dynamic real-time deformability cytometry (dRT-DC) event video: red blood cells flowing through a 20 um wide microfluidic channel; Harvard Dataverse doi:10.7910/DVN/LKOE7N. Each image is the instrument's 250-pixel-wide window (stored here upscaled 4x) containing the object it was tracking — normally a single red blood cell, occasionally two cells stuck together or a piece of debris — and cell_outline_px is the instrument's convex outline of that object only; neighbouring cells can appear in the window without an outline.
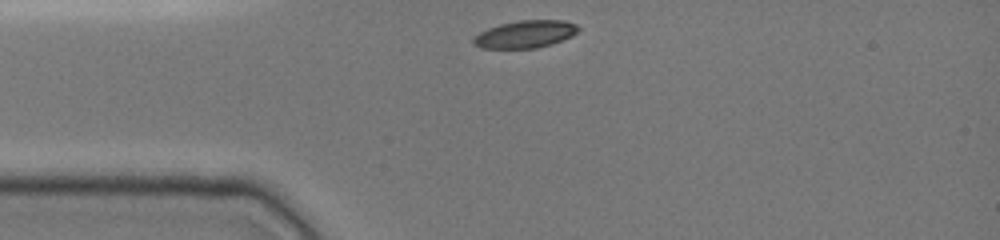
{"species": "common noctule bat (a hibernating species)", "species_latin": "Nyctalus noctula", "temperature_condition": "cold", "stored_images_in_passage": 30, "camera_frame_rate_fps": 3000, "um_per_image_px": 0.085, "animal": {"sex": "female", "body_mass_g": 19.0, "forearm_length_mm": 51.5}, "frame": {"image": 1, "passage_image": 1, "time_ms": 0.0, "image_size_px": [1000, 240], "cell_outline_px": [[580, 28], [572, 36], [552, 44], [536, 48], [480, 48], [472, 44], [472, 40], [480, 32], [488, 28], [500, 24], [520, 20], [564, 20], [576, 24]], "centroid_in_image_um": [44.65, 2.91], "position_along_channel_um": 40.4, "area_um2": 16.76}}
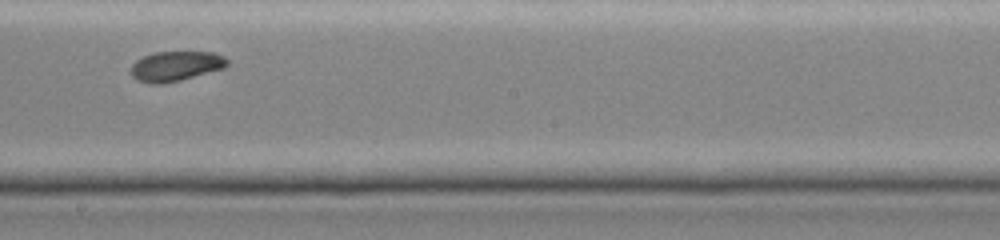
{"frame": {"image": 2, "passage_image": 17, "time_ms": 5.333, "image_size_px": [1000, 240], "cell_outline_px": [[228, 64], [224, 68], [180, 80], [164, 84], [148, 84], [136, 80], [132, 76], [132, 64], [136, 60], [152, 52], [212, 52], [224, 56], [228, 60]], "centroid_in_image_um": [14.92, 5.62], "position_along_channel_um": 233.3, "area_um2": 16.82}}
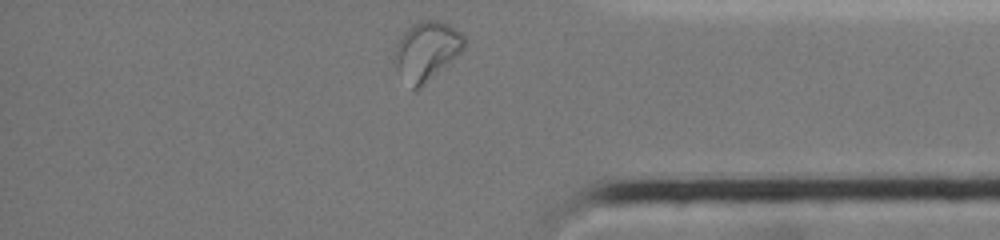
{"frame": {"image": 3, "passage_image": 30, "time_ms": 9.667, "image_size_px": [1000, 240], "cell_outline_px": [[468, 40], [464, 48], [456, 56], [420, 88], [412, 88], [396, 68], [396, 44], [404, 32], [412, 24], [420, 20], [440, 20], [448, 24], [460, 32]], "centroid_in_image_um": [36.3, 4.28], "position_along_channel_um": 398.9, "area_um2": 23.35}, "authors_computed_cell_mechanics": {"area_um2": 17.0799, "velocity_mm_per_s": 3.9527, "shape_relaxation_time_tau1_ms": 3.5218, "shape_relaxation_time_tau2_ms": 3.398, "deformation_change_tau1": 0.123, "deformation_change_tau2": 0.0775}}